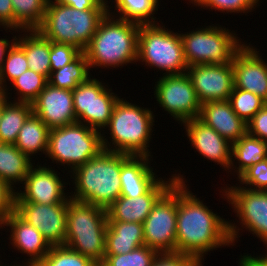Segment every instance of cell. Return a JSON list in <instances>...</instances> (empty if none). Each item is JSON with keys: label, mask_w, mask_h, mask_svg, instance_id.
Wrapping results in <instances>:
<instances>
[{"label": "cell", "mask_w": 267, "mask_h": 266, "mask_svg": "<svg viewBox=\"0 0 267 266\" xmlns=\"http://www.w3.org/2000/svg\"><path fill=\"white\" fill-rule=\"evenodd\" d=\"M259 0H196L193 4L203 9H214L221 13H250L258 7ZM226 11V12H225Z\"/></svg>", "instance_id": "74e56055"}, {"label": "cell", "mask_w": 267, "mask_h": 266, "mask_svg": "<svg viewBox=\"0 0 267 266\" xmlns=\"http://www.w3.org/2000/svg\"><path fill=\"white\" fill-rule=\"evenodd\" d=\"M32 113L30 103L8 100L0 117V142L14 145L22 125Z\"/></svg>", "instance_id": "f546056e"}, {"label": "cell", "mask_w": 267, "mask_h": 266, "mask_svg": "<svg viewBox=\"0 0 267 266\" xmlns=\"http://www.w3.org/2000/svg\"><path fill=\"white\" fill-rule=\"evenodd\" d=\"M11 1L14 10L15 32L37 30L44 19L48 0Z\"/></svg>", "instance_id": "1f68e13d"}, {"label": "cell", "mask_w": 267, "mask_h": 266, "mask_svg": "<svg viewBox=\"0 0 267 266\" xmlns=\"http://www.w3.org/2000/svg\"><path fill=\"white\" fill-rule=\"evenodd\" d=\"M11 84L13 85L11 87H13L17 95H19L14 101L31 104L48 84V78L28 69Z\"/></svg>", "instance_id": "d6a6232c"}, {"label": "cell", "mask_w": 267, "mask_h": 266, "mask_svg": "<svg viewBox=\"0 0 267 266\" xmlns=\"http://www.w3.org/2000/svg\"><path fill=\"white\" fill-rule=\"evenodd\" d=\"M152 266H203L197 259L186 254L161 253Z\"/></svg>", "instance_id": "60d3db41"}, {"label": "cell", "mask_w": 267, "mask_h": 266, "mask_svg": "<svg viewBox=\"0 0 267 266\" xmlns=\"http://www.w3.org/2000/svg\"><path fill=\"white\" fill-rule=\"evenodd\" d=\"M49 133L47 125L32 113L22 125L14 145L30 158L38 152L46 154Z\"/></svg>", "instance_id": "83f0119b"}, {"label": "cell", "mask_w": 267, "mask_h": 266, "mask_svg": "<svg viewBox=\"0 0 267 266\" xmlns=\"http://www.w3.org/2000/svg\"><path fill=\"white\" fill-rule=\"evenodd\" d=\"M174 175L177 181L176 253L194 257L202 264L208 252L235 245L240 228L214 213L189 191L183 175Z\"/></svg>", "instance_id": "6da1fadb"}, {"label": "cell", "mask_w": 267, "mask_h": 266, "mask_svg": "<svg viewBox=\"0 0 267 266\" xmlns=\"http://www.w3.org/2000/svg\"><path fill=\"white\" fill-rule=\"evenodd\" d=\"M196 0H189V3H194Z\"/></svg>", "instance_id": "f907efd6"}, {"label": "cell", "mask_w": 267, "mask_h": 266, "mask_svg": "<svg viewBox=\"0 0 267 266\" xmlns=\"http://www.w3.org/2000/svg\"><path fill=\"white\" fill-rule=\"evenodd\" d=\"M106 209L71 199L67 208L65 246L89 257L98 266L106 250Z\"/></svg>", "instance_id": "8992f818"}, {"label": "cell", "mask_w": 267, "mask_h": 266, "mask_svg": "<svg viewBox=\"0 0 267 266\" xmlns=\"http://www.w3.org/2000/svg\"><path fill=\"white\" fill-rule=\"evenodd\" d=\"M128 157L103 149L85 164L68 171L75 189L70 198L107 209L121 196V165Z\"/></svg>", "instance_id": "7a4b0ae2"}, {"label": "cell", "mask_w": 267, "mask_h": 266, "mask_svg": "<svg viewBox=\"0 0 267 266\" xmlns=\"http://www.w3.org/2000/svg\"><path fill=\"white\" fill-rule=\"evenodd\" d=\"M238 264V266H267V260L261 254L252 257L251 254L245 255L244 253L243 256L241 255Z\"/></svg>", "instance_id": "bcb514c9"}, {"label": "cell", "mask_w": 267, "mask_h": 266, "mask_svg": "<svg viewBox=\"0 0 267 266\" xmlns=\"http://www.w3.org/2000/svg\"><path fill=\"white\" fill-rule=\"evenodd\" d=\"M248 44L245 43L232 60L234 88L252 92L267 102V61L257 48Z\"/></svg>", "instance_id": "e0dca14e"}, {"label": "cell", "mask_w": 267, "mask_h": 266, "mask_svg": "<svg viewBox=\"0 0 267 266\" xmlns=\"http://www.w3.org/2000/svg\"><path fill=\"white\" fill-rule=\"evenodd\" d=\"M36 266H98L89 257L65 245L52 246Z\"/></svg>", "instance_id": "e575fe53"}, {"label": "cell", "mask_w": 267, "mask_h": 266, "mask_svg": "<svg viewBox=\"0 0 267 266\" xmlns=\"http://www.w3.org/2000/svg\"><path fill=\"white\" fill-rule=\"evenodd\" d=\"M225 186L220 193L237 214L241 228L267 242V191L251 190L244 186Z\"/></svg>", "instance_id": "4fadbf2b"}, {"label": "cell", "mask_w": 267, "mask_h": 266, "mask_svg": "<svg viewBox=\"0 0 267 266\" xmlns=\"http://www.w3.org/2000/svg\"><path fill=\"white\" fill-rule=\"evenodd\" d=\"M16 37L17 36H13L12 40L9 41L8 38H1L0 39V71L2 69V66H3V62L6 58V54L9 50V48L12 46V44L16 41ZM11 43V44H10Z\"/></svg>", "instance_id": "7dc6e473"}, {"label": "cell", "mask_w": 267, "mask_h": 266, "mask_svg": "<svg viewBox=\"0 0 267 266\" xmlns=\"http://www.w3.org/2000/svg\"><path fill=\"white\" fill-rule=\"evenodd\" d=\"M183 124L192 147L205 159L221 165L226 172L231 165L232 144L223 138L212 127L207 126L198 118L190 119Z\"/></svg>", "instance_id": "d6986e66"}, {"label": "cell", "mask_w": 267, "mask_h": 266, "mask_svg": "<svg viewBox=\"0 0 267 266\" xmlns=\"http://www.w3.org/2000/svg\"><path fill=\"white\" fill-rule=\"evenodd\" d=\"M107 13L108 9L78 10L58 0H48L37 31L52 42L69 44L84 52Z\"/></svg>", "instance_id": "5b68a950"}, {"label": "cell", "mask_w": 267, "mask_h": 266, "mask_svg": "<svg viewBox=\"0 0 267 266\" xmlns=\"http://www.w3.org/2000/svg\"><path fill=\"white\" fill-rule=\"evenodd\" d=\"M58 175L51 166L47 168L45 165H33L22 184L24 191H16L15 202L47 205L65 202L70 197L68 192L67 195L64 192L67 182L61 180L62 177Z\"/></svg>", "instance_id": "2e32d148"}, {"label": "cell", "mask_w": 267, "mask_h": 266, "mask_svg": "<svg viewBox=\"0 0 267 266\" xmlns=\"http://www.w3.org/2000/svg\"><path fill=\"white\" fill-rule=\"evenodd\" d=\"M22 32L23 36L18 35L15 42L24 50L29 69L49 78L51 74L50 40L43 37L37 30Z\"/></svg>", "instance_id": "d4e9b609"}, {"label": "cell", "mask_w": 267, "mask_h": 266, "mask_svg": "<svg viewBox=\"0 0 267 266\" xmlns=\"http://www.w3.org/2000/svg\"><path fill=\"white\" fill-rule=\"evenodd\" d=\"M31 161L32 158L22 153L15 145L0 142V179L12 188L18 183L23 184L35 164Z\"/></svg>", "instance_id": "484cf974"}, {"label": "cell", "mask_w": 267, "mask_h": 266, "mask_svg": "<svg viewBox=\"0 0 267 266\" xmlns=\"http://www.w3.org/2000/svg\"><path fill=\"white\" fill-rule=\"evenodd\" d=\"M103 150L101 131L75 122L50 129L46 157L72 172ZM55 161V162H54ZM70 167V168H69Z\"/></svg>", "instance_id": "ba28073f"}, {"label": "cell", "mask_w": 267, "mask_h": 266, "mask_svg": "<svg viewBox=\"0 0 267 266\" xmlns=\"http://www.w3.org/2000/svg\"><path fill=\"white\" fill-rule=\"evenodd\" d=\"M115 10L111 12L108 5V14L115 15L122 20L137 23L139 25L158 24L154 14L158 11L159 0H112ZM116 11V13H115ZM119 12V13H118ZM114 15H113V14ZM118 13V14H117Z\"/></svg>", "instance_id": "f1b7e54d"}, {"label": "cell", "mask_w": 267, "mask_h": 266, "mask_svg": "<svg viewBox=\"0 0 267 266\" xmlns=\"http://www.w3.org/2000/svg\"><path fill=\"white\" fill-rule=\"evenodd\" d=\"M107 224L105 255L125 254L145 245L142 223L107 221Z\"/></svg>", "instance_id": "cb8c5ba5"}, {"label": "cell", "mask_w": 267, "mask_h": 266, "mask_svg": "<svg viewBox=\"0 0 267 266\" xmlns=\"http://www.w3.org/2000/svg\"><path fill=\"white\" fill-rule=\"evenodd\" d=\"M177 181L155 202L143 224L145 245L159 254L176 253Z\"/></svg>", "instance_id": "8fae6325"}, {"label": "cell", "mask_w": 267, "mask_h": 266, "mask_svg": "<svg viewBox=\"0 0 267 266\" xmlns=\"http://www.w3.org/2000/svg\"><path fill=\"white\" fill-rule=\"evenodd\" d=\"M265 244V246L267 245V242L266 243H264ZM267 247V246H266ZM267 249V248H266ZM266 260H267V253L265 254V255H262Z\"/></svg>", "instance_id": "681fc988"}, {"label": "cell", "mask_w": 267, "mask_h": 266, "mask_svg": "<svg viewBox=\"0 0 267 266\" xmlns=\"http://www.w3.org/2000/svg\"><path fill=\"white\" fill-rule=\"evenodd\" d=\"M165 25H140L137 62L166 71L163 75L185 74L188 65L184 58L180 33L166 30ZM158 68V69H157Z\"/></svg>", "instance_id": "52a82bcc"}, {"label": "cell", "mask_w": 267, "mask_h": 266, "mask_svg": "<svg viewBox=\"0 0 267 266\" xmlns=\"http://www.w3.org/2000/svg\"><path fill=\"white\" fill-rule=\"evenodd\" d=\"M81 51L76 47L50 41V66L51 72L56 71L73 61Z\"/></svg>", "instance_id": "ab89813d"}, {"label": "cell", "mask_w": 267, "mask_h": 266, "mask_svg": "<svg viewBox=\"0 0 267 266\" xmlns=\"http://www.w3.org/2000/svg\"><path fill=\"white\" fill-rule=\"evenodd\" d=\"M108 88L105 83L89 77L72 90L77 122L104 133L119 99L112 87Z\"/></svg>", "instance_id": "30bf717a"}, {"label": "cell", "mask_w": 267, "mask_h": 266, "mask_svg": "<svg viewBox=\"0 0 267 266\" xmlns=\"http://www.w3.org/2000/svg\"><path fill=\"white\" fill-rule=\"evenodd\" d=\"M198 119L216 130L231 144L247 133V123L233 111L229 100L201 104Z\"/></svg>", "instance_id": "7402d4cb"}, {"label": "cell", "mask_w": 267, "mask_h": 266, "mask_svg": "<svg viewBox=\"0 0 267 266\" xmlns=\"http://www.w3.org/2000/svg\"><path fill=\"white\" fill-rule=\"evenodd\" d=\"M233 111L248 123L252 117L266 104L260 96L244 89L233 88L229 97Z\"/></svg>", "instance_id": "d590c367"}, {"label": "cell", "mask_w": 267, "mask_h": 266, "mask_svg": "<svg viewBox=\"0 0 267 266\" xmlns=\"http://www.w3.org/2000/svg\"><path fill=\"white\" fill-rule=\"evenodd\" d=\"M186 74L201 104L229 100L234 88L232 63L193 65L187 68Z\"/></svg>", "instance_id": "9a60e30c"}, {"label": "cell", "mask_w": 267, "mask_h": 266, "mask_svg": "<svg viewBox=\"0 0 267 266\" xmlns=\"http://www.w3.org/2000/svg\"><path fill=\"white\" fill-rule=\"evenodd\" d=\"M139 28L137 23L107 13L84 50L89 67L122 68L128 63H136Z\"/></svg>", "instance_id": "3957f363"}, {"label": "cell", "mask_w": 267, "mask_h": 266, "mask_svg": "<svg viewBox=\"0 0 267 266\" xmlns=\"http://www.w3.org/2000/svg\"><path fill=\"white\" fill-rule=\"evenodd\" d=\"M29 69L24 50L14 42L9 48L0 71V91H5L7 81L11 83Z\"/></svg>", "instance_id": "836d02e7"}, {"label": "cell", "mask_w": 267, "mask_h": 266, "mask_svg": "<svg viewBox=\"0 0 267 266\" xmlns=\"http://www.w3.org/2000/svg\"><path fill=\"white\" fill-rule=\"evenodd\" d=\"M175 175L167 181L159 179L145 194L129 198L120 196L107 209V221L143 223L158 198L175 182Z\"/></svg>", "instance_id": "ffe728a7"}, {"label": "cell", "mask_w": 267, "mask_h": 266, "mask_svg": "<svg viewBox=\"0 0 267 266\" xmlns=\"http://www.w3.org/2000/svg\"><path fill=\"white\" fill-rule=\"evenodd\" d=\"M0 26L14 31V10L11 0H0Z\"/></svg>", "instance_id": "ee69618b"}, {"label": "cell", "mask_w": 267, "mask_h": 266, "mask_svg": "<svg viewBox=\"0 0 267 266\" xmlns=\"http://www.w3.org/2000/svg\"><path fill=\"white\" fill-rule=\"evenodd\" d=\"M212 25L180 34L188 67L199 64L232 63L236 52L245 44L235 31L233 33L218 24Z\"/></svg>", "instance_id": "9c48e42d"}, {"label": "cell", "mask_w": 267, "mask_h": 266, "mask_svg": "<svg viewBox=\"0 0 267 266\" xmlns=\"http://www.w3.org/2000/svg\"><path fill=\"white\" fill-rule=\"evenodd\" d=\"M154 96L175 121L182 123L198 118L201 103L199 102L190 77L181 75H164L155 82Z\"/></svg>", "instance_id": "7c38bea8"}, {"label": "cell", "mask_w": 267, "mask_h": 266, "mask_svg": "<svg viewBox=\"0 0 267 266\" xmlns=\"http://www.w3.org/2000/svg\"><path fill=\"white\" fill-rule=\"evenodd\" d=\"M8 90L9 89L7 88L5 91H0V117L5 103L10 100V97H8V95L10 94Z\"/></svg>", "instance_id": "c3c4849f"}, {"label": "cell", "mask_w": 267, "mask_h": 266, "mask_svg": "<svg viewBox=\"0 0 267 266\" xmlns=\"http://www.w3.org/2000/svg\"><path fill=\"white\" fill-rule=\"evenodd\" d=\"M62 4L78 10L108 9V3L102 0H58Z\"/></svg>", "instance_id": "f6af8a7d"}, {"label": "cell", "mask_w": 267, "mask_h": 266, "mask_svg": "<svg viewBox=\"0 0 267 266\" xmlns=\"http://www.w3.org/2000/svg\"><path fill=\"white\" fill-rule=\"evenodd\" d=\"M154 117L151 109H144L137 104L129 103L124 98H119L114 105L109 123L105 127L110 131L109 138H112L110 140L112 144L102 133L103 149L129 156L151 157L148 147L153 138L151 136Z\"/></svg>", "instance_id": "277c9868"}, {"label": "cell", "mask_w": 267, "mask_h": 266, "mask_svg": "<svg viewBox=\"0 0 267 266\" xmlns=\"http://www.w3.org/2000/svg\"><path fill=\"white\" fill-rule=\"evenodd\" d=\"M231 158L229 172L234 170L233 172L237 174L238 178L250 166L267 158V141L246 133L238 141L232 143ZM235 160L238 167L234 166Z\"/></svg>", "instance_id": "4316f807"}, {"label": "cell", "mask_w": 267, "mask_h": 266, "mask_svg": "<svg viewBox=\"0 0 267 266\" xmlns=\"http://www.w3.org/2000/svg\"><path fill=\"white\" fill-rule=\"evenodd\" d=\"M16 190L0 179V224L15 211Z\"/></svg>", "instance_id": "b9f144b4"}, {"label": "cell", "mask_w": 267, "mask_h": 266, "mask_svg": "<svg viewBox=\"0 0 267 266\" xmlns=\"http://www.w3.org/2000/svg\"><path fill=\"white\" fill-rule=\"evenodd\" d=\"M4 226L11 228L8 238L12 241H10L12 247L30 257L28 258L29 261L21 266H36L52 247L38 229L28 224L15 211L0 224V229H4Z\"/></svg>", "instance_id": "44dd1931"}, {"label": "cell", "mask_w": 267, "mask_h": 266, "mask_svg": "<svg viewBox=\"0 0 267 266\" xmlns=\"http://www.w3.org/2000/svg\"><path fill=\"white\" fill-rule=\"evenodd\" d=\"M159 253L146 245L119 255H105L99 266H152Z\"/></svg>", "instance_id": "8d00e7d4"}, {"label": "cell", "mask_w": 267, "mask_h": 266, "mask_svg": "<svg viewBox=\"0 0 267 266\" xmlns=\"http://www.w3.org/2000/svg\"><path fill=\"white\" fill-rule=\"evenodd\" d=\"M69 197L57 204L15 202V212L28 224L38 229L51 246L64 245L67 233Z\"/></svg>", "instance_id": "5bb4252c"}, {"label": "cell", "mask_w": 267, "mask_h": 266, "mask_svg": "<svg viewBox=\"0 0 267 266\" xmlns=\"http://www.w3.org/2000/svg\"><path fill=\"white\" fill-rule=\"evenodd\" d=\"M247 133L267 141V104H265L247 123Z\"/></svg>", "instance_id": "7bdbcfd3"}, {"label": "cell", "mask_w": 267, "mask_h": 266, "mask_svg": "<svg viewBox=\"0 0 267 266\" xmlns=\"http://www.w3.org/2000/svg\"><path fill=\"white\" fill-rule=\"evenodd\" d=\"M31 105L33 114L49 129L77 122L72 90L56 88L48 83Z\"/></svg>", "instance_id": "ac0fdd59"}, {"label": "cell", "mask_w": 267, "mask_h": 266, "mask_svg": "<svg viewBox=\"0 0 267 266\" xmlns=\"http://www.w3.org/2000/svg\"><path fill=\"white\" fill-rule=\"evenodd\" d=\"M238 183L251 190L267 191V158L246 169L238 178ZM250 187V188H249Z\"/></svg>", "instance_id": "f35d334b"}, {"label": "cell", "mask_w": 267, "mask_h": 266, "mask_svg": "<svg viewBox=\"0 0 267 266\" xmlns=\"http://www.w3.org/2000/svg\"><path fill=\"white\" fill-rule=\"evenodd\" d=\"M88 60L84 52H81L73 61L62 68L51 72L48 83L56 88L73 90L80 83L92 77Z\"/></svg>", "instance_id": "4dcf8cb0"}, {"label": "cell", "mask_w": 267, "mask_h": 266, "mask_svg": "<svg viewBox=\"0 0 267 266\" xmlns=\"http://www.w3.org/2000/svg\"><path fill=\"white\" fill-rule=\"evenodd\" d=\"M147 156H129L121 165V196L135 198L145 194L159 179ZM157 177V178H156Z\"/></svg>", "instance_id": "603a6c76"}]
</instances>
